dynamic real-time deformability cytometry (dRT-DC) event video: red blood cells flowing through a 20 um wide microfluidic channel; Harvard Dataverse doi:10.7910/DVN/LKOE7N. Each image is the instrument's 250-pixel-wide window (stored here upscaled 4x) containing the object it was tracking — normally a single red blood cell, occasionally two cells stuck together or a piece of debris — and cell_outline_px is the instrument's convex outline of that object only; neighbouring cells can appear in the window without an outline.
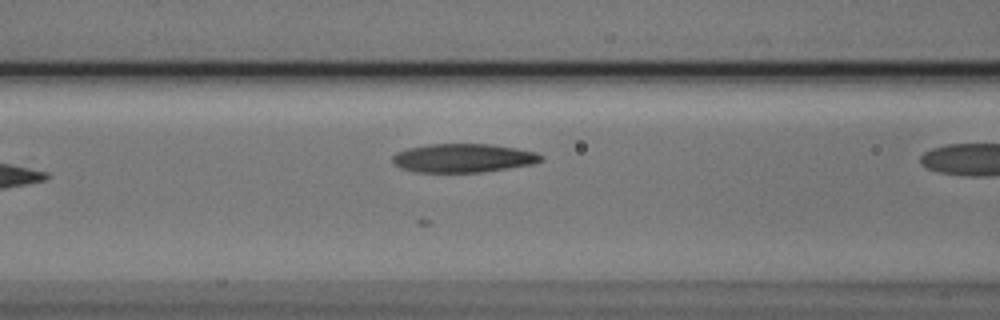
{"species": "Egyptian fruit bat (a non-hibernating species)", "species_latin": "Rousettus aegyptiacus", "temperature_condition": "cold", "stored_images_in_passage": 6, "camera_frame_rate_fps": 3000, "um_per_image_px": 0.085, "animal": {"sex": "male"}, "frame": {"image": 1, "passage_image": 5, "time_ms": 1.333, "image_size_px": [1000, 320], "cell_outline_px": [[544, 160], [532, 164], [480, 172], [416, 172], [400, 168], [392, 160], [392, 156], [396, 152], [408, 148], [428, 144], [492, 144], [516, 148], [536, 152], [544, 156]], "centroid_in_image_um": [39.37, 13.43], "position_along_channel_um": 127.2, "area_um2": 24.8}}